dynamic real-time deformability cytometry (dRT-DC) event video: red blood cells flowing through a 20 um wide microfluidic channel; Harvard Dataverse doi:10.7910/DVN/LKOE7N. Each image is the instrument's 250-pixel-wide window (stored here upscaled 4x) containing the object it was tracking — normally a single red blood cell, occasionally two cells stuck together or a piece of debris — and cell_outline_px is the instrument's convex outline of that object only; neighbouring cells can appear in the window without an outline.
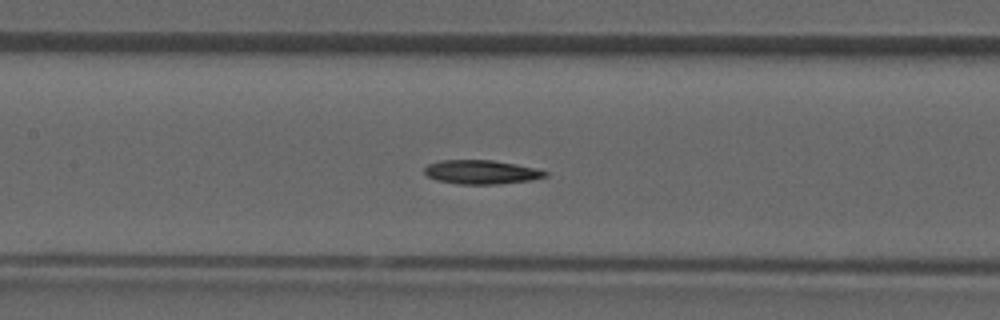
{"species": "common noctule bat (a hibernating species)", "species_latin": "Nyctalus noctula", "temperature_condition": "room temperature", "stored_images_in_passage": 47, "camera_frame_rate_fps": 3000, "um_per_image_px": 0.085, "animal": {"sex": "male", "forearm_length_mm": 52.5}, "frame": {"image": 1, "passage_image": 21, "time_ms": 6.667, "image_size_px": [1000, 320], "cell_outline_px": [[548, 176], [532, 180], [496, 184], [460, 184], [436, 180], [428, 176], [424, 172], [424, 168], [428, 164], [440, 160], [492, 160], [516, 164], [536, 168], [548, 172]], "centroid_in_image_um": [40.92, 14.62], "position_along_channel_um": 166.5, "area_um2": 16.88}}